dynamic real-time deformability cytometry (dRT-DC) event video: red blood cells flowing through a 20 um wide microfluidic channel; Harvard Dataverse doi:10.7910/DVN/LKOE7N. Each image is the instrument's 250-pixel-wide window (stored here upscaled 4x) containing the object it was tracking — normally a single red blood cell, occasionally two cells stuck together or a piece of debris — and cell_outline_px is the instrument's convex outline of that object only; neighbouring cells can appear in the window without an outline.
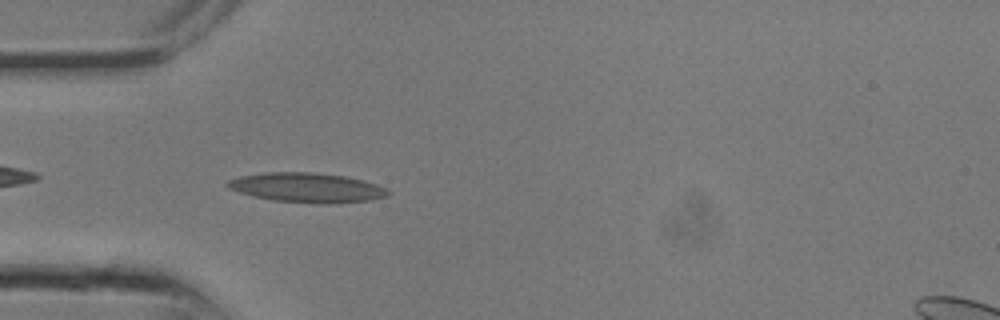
{"species": "common noctule bat (a hibernating species)", "species_latin": "Nyctalus noctula", "temperature_condition": "room temperature", "stored_images_in_passage": 6, "camera_frame_rate_fps": 3000, "um_per_image_px": 0.085, "animal": {"sex": "male", "body_mass_g": 13.3}, "frame": {"image": 1, "passage_image": 6, "time_ms": 1.667, "image_size_px": [1000, 320], "cell_outline_px": [[392, 192], [388, 196], [368, 200], [320, 204], [316, 204], [272, 200], [252, 196], [228, 188], [224, 184], [228, 180], [240, 176], [264, 172], [312, 172], [344, 176], [364, 180], [376, 184]], "centroid_in_image_um": [26.06, 15.94], "position_along_channel_um": 58.9, "area_um2": 27.69}}